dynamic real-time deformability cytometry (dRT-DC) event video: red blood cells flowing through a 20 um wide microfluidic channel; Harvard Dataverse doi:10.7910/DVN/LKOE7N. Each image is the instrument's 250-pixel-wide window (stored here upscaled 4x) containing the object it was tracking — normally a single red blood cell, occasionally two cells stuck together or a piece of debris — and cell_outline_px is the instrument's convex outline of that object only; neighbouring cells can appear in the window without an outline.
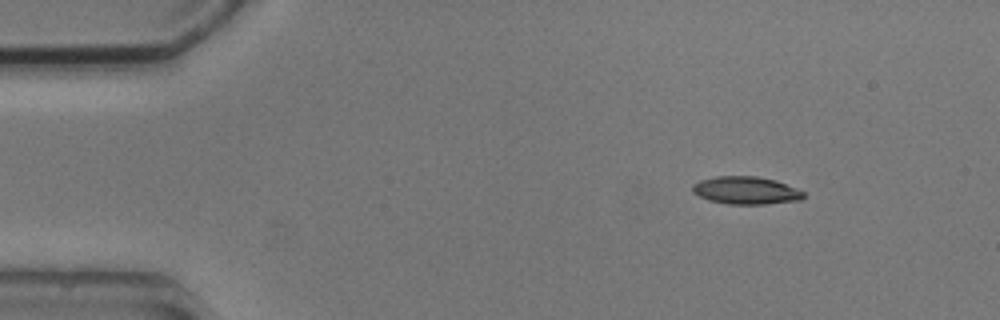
{"species": "common noctule bat (a hibernating species)", "species_latin": "Nyctalus noctula", "temperature_condition": "cold", "stored_images_in_passage": 3, "camera_frame_rate_fps": 3000, "um_per_image_px": 0.085, "animal": {"sex": "male", "body_mass_g": 20.5, "forearm_length_mm": 52.5}, "frame": {"image": 1, "passage_image": 1, "time_ms": 0.0, "image_size_px": [1000, 320], "cell_outline_px": [[804, 196], [800, 200], [764, 204], [728, 204], [708, 200], [692, 192], [692, 184], [700, 180], [716, 176], [756, 176], [776, 180], [796, 188], [804, 192]], "centroid_in_image_um": [63.38, 16.18], "position_along_channel_um": 21.6, "area_um2": 17.92}}